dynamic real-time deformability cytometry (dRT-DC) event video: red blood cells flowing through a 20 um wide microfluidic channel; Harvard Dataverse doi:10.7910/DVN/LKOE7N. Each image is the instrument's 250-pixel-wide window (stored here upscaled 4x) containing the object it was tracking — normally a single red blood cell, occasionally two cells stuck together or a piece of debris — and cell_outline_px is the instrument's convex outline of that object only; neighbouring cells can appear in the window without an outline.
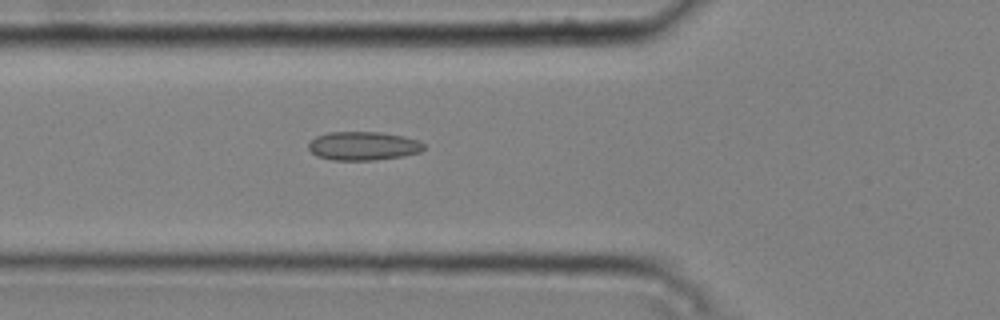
{"species": "common noctule bat (a hibernating species)", "species_latin": "Nyctalus noctula", "temperature_condition": "cold", "stored_images_in_passage": 5, "camera_frame_rate_fps": 3000, "um_per_image_px": 0.085, "animal": {"sex": "male", "body_mass_g": 20.4}, "frame": {"image": 1, "passage_image": 5, "time_ms": 1.333, "image_size_px": [1000, 320], "cell_outline_px": [[424, 148], [420, 152], [400, 156], [376, 160], [332, 160], [316, 156], [308, 148], [308, 144], [316, 136], [328, 132], [380, 132], [404, 136], [416, 140], [424, 144]], "centroid_in_image_um": [30.84, 12.4], "position_along_channel_um": 95.0, "area_um2": 19.19}}